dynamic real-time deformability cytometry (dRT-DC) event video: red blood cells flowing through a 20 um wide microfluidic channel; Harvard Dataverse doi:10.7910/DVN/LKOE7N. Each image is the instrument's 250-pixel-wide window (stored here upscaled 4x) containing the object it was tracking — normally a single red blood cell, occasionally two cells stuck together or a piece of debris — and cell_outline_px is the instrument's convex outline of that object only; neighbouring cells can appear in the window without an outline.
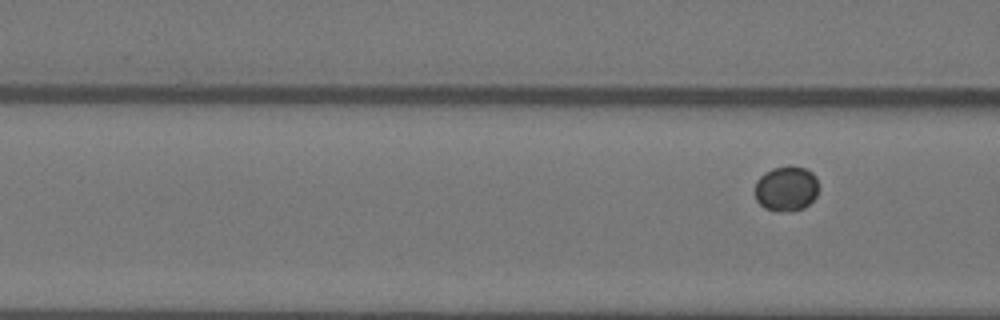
{"species": "Egyptian fruit bat (a non-hibernating species)", "species_latin": "Rousettus aegyptiacus", "temperature_condition": "warm", "stored_images_in_passage": 5, "segment_of_instrument_passage": [2, 2], "camera_frame_rate_fps": 3000, "um_per_image_px": 0.085, "animal": {"sex": "female"}, "frame": {"image": 1, "passage_image": 5, "time_ms": 1.333, "image_size_px": [1000, 320], "cell_outline_px": [[816, 196], [804, 208], [788, 212], [776, 212], [764, 208], [756, 200], [756, 180], [764, 172], [772, 168], [804, 168], [812, 172], [816, 176]], "centroid_in_image_um": [66.8, 16.08], "position_along_channel_um": 99.8, "area_um2": 16.47}}